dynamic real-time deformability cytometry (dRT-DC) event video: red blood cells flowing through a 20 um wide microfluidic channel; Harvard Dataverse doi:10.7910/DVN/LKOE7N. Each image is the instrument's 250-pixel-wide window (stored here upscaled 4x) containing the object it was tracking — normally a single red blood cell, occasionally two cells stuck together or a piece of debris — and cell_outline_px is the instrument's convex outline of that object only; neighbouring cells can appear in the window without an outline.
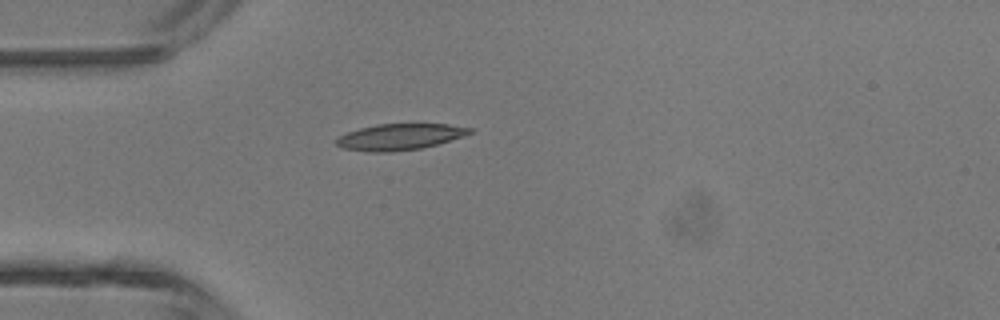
{"species": "common noctule bat (a hibernating species)", "species_latin": "Nyctalus noctula", "temperature_condition": "room temperature", "stored_images_in_passage": 1, "camera_frame_rate_fps": 3000, "um_per_image_px": 0.085, "animal": {"sex": "male", "body_mass_g": 13.3}, "frame": {"image": 1, "passage_image": 1, "time_ms": 0.0, "image_size_px": [1000, 320], "cell_outline_px": [[472, 132], [464, 136], [436, 144], [420, 148], [392, 152], [368, 152], [344, 148], [336, 144], [336, 140], [340, 136], [348, 132], [360, 128], [376, 124], [448, 124], [472, 128]], "centroid_in_image_um": [33.98, 11.63], "position_along_channel_um": 51.0, "area_um2": 20.17}}